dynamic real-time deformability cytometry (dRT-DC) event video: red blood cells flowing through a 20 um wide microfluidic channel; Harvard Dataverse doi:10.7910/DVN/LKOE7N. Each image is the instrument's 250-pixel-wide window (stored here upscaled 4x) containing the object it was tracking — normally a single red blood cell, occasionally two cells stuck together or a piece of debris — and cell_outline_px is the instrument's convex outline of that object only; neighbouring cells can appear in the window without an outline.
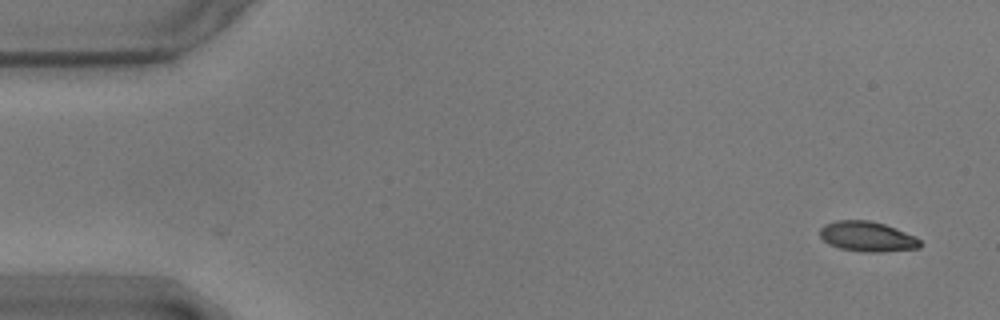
{"species": "common noctule bat (a hibernating species)", "species_latin": "Nyctalus noctula", "temperature_condition": "warm", "stored_images_in_passage": 2, "camera_frame_rate_fps": 3000, "um_per_image_px": 0.085, "animal": {"sex": "male", "body_mass_g": 17.9}, "frame": {"image": 1, "passage_image": 2, "time_ms": 0.333, "image_size_px": [1000, 320], "cell_outline_px": [[920, 248], [884, 252], [860, 252], [840, 248], [828, 244], [820, 236], [820, 228], [824, 224], [836, 220], [868, 220], [884, 224], [896, 228], [916, 236], [920, 240]], "centroid_in_image_um": [73.72, 20.11], "position_along_channel_um": 11.3, "area_um2": 17.74}}